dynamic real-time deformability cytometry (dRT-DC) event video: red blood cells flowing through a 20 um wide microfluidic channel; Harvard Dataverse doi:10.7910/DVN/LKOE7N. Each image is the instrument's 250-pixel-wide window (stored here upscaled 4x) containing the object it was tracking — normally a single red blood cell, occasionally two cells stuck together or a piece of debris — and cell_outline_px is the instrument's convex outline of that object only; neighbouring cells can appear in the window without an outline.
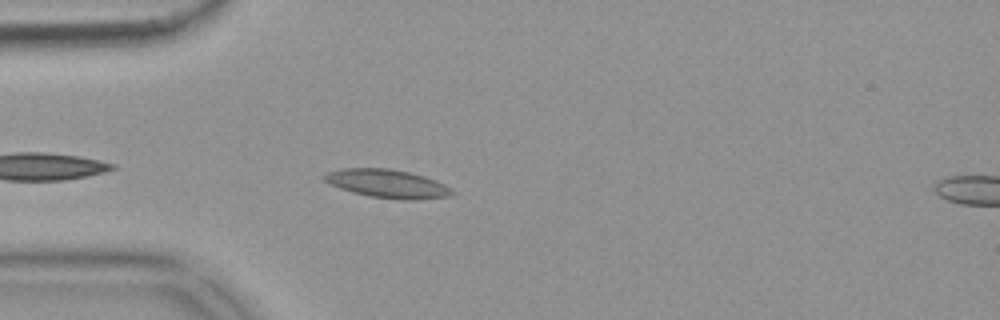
{"species": "common noctule bat (a hibernating species)", "species_latin": "Nyctalus noctula", "temperature_condition": "warm", "stored_images_in_passage": 9, "camera_frame_rate_fps": 3000, "um_per_image_px": 0.085, "animal": {"sex": "female", "body_mass_g": 18.4}, "frame": {"image": 1, "passage_image": 4, "time_ms": 1.0, "image_size_px": [1000, 320], "cell_outline_px": [[456, 192], [452, 196], [416, 200], [400, 200], [368, 196], [352, 192], [340, 188], [324, 180], [320, 176], [328, 172], [344, 168], [388, 168], [408, 172], [424, 176], [436, 180], [452, 188]], "centroid_in_image_um": [32.97, 15.62], "position_along_channel_um": 52.0, "area_um2": 21.33}}